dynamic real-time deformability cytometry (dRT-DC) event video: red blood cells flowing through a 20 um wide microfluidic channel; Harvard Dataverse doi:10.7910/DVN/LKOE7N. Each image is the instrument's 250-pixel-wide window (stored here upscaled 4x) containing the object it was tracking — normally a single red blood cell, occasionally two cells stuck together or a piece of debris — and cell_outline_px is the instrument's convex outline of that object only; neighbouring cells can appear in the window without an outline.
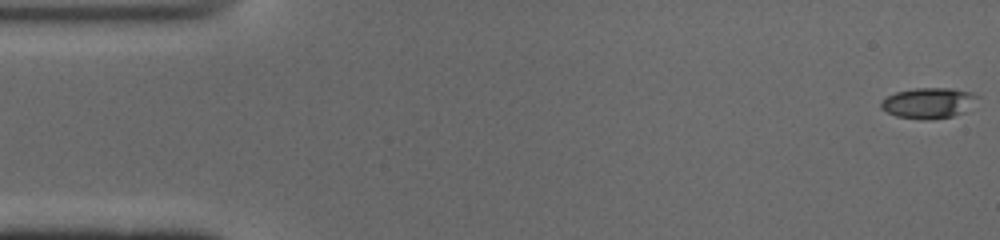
{"species": "common noctule bat (a hibernating species)", "species_latin": "Nyctalus noctula", "temperature_condition": "cold", "stored_images_in_passage": 51, "camera_frame_rate_fps": 3000, "um_per_image_px": 0.085, "animal": {"sex": "male", "body_mass_g": 19.0, "forearm_length_mm": 50.8}, "frame": {"image": 1, "passage_image": 1, "time_ms": 0.0, "image_size_px": [1000, 240], "cell_outline_px": [[980, 96], [964, 112], [952, 116], [928, 120], [924, 120], [896, 116], [880, 108], [880, 100], [896, 92], [916, 88], [952, 88], [972, 92]], "centroid_in_image_um": [78.91, 8.75], "position_along_channel_um": 6.1, "area_um2": 17.22}}
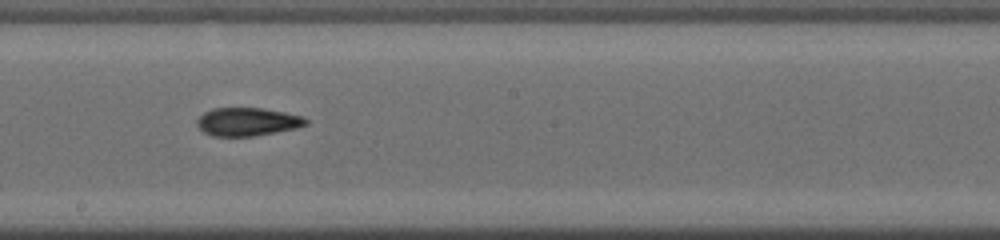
{"frame": {"image": 2, "passage_image": 28, "time_ms": 9.0, "image_size_px": [1000, 240], "cell_outline_px": [[308, 124], [296, 128], [276, 132], [252, 136], [212, 136], [204, 132], [196, 124], [196, 120], [204, 112], [212, 108], [264, 108], [284, 112], [300, 116], [308, 120]], "centroid_in_image_um": [21.01, 10.35], "position_along_channel_um": 227.2, "area_um2": 17.86}}
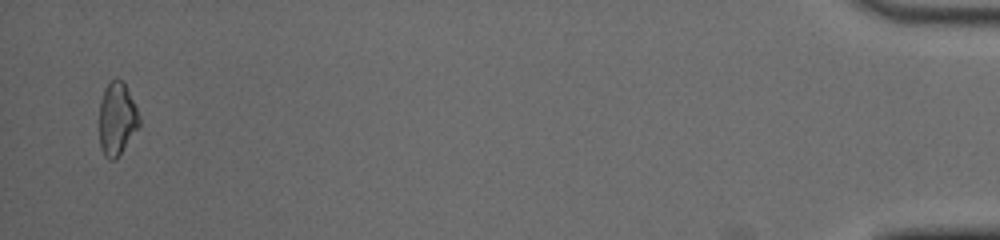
{"frame": {"image": 3, "passage_image": 50, "time_ms": 16.333, "image_size_px": [1000, 240], "cell_outline_px": [[140, 124], [116, 160], [108, 160], [104, 156], [100, 148], [100, 100], [104, 88], [108, 80], [116, 76], [124, 80], [136, 108], [140, 120]], "centroid_in_image_um": [9.92, 10.05], "position_along_channel_um": 425.3, "area_um2": 17.22}, "authors_computed_cell_mechanics": {"area_um2": 17.4556, "velocity_mm_per_s": 3.9485, "shape_relaxation_time_tau1_ms": 7.1277, "shape_relaxation_time_tau2_ms": 3.0452, "deformation_change_tau1": 0.2025, "deformation_change_tau2": 0.1056}}